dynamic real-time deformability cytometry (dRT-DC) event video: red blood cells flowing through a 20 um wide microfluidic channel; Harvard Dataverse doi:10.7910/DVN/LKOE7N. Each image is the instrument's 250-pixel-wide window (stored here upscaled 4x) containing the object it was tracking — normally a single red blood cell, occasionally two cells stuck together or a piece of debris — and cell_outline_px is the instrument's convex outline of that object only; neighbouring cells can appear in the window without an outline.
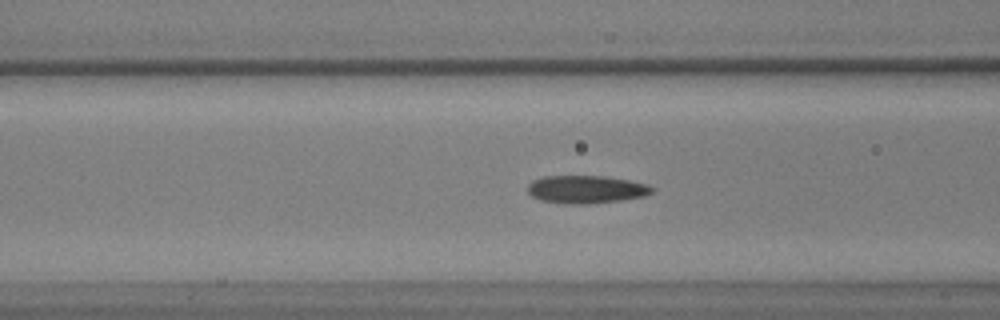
{"species": "common noctule bat (a hibernating species)", "species_latin": "Nyctalus noctula", "temperature_condition": "warm", "stored_images_in_passage": 44, "camera_frame_rate_fps": 3000, "um_per_image_px": 0.085, "animal": {"sex": "male", "body_mass_g": 17.9, "forearm_length_mm": 54.2}, "frame": {"image": 1, "passage_image": 12, "time_ms": 3.667, "image_size_px": [1000, 320], "cell_outline_px": [[656, 188], [652, 192], [644, 196], [620, 200], [588, 204], [564, 204], [540, 200], [532, 196], [528, 192], [528, 184], [532, 180], [544, 176], [604, 176], [628, 180], [648, 184]], "centroid_in_image_um": [49.81, 16.1], "position_along_channel_um": 116.8, "area_um2": 20.29}}
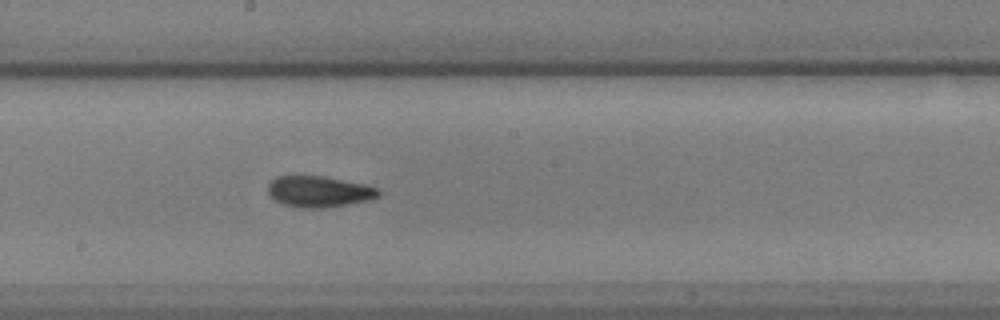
{"frame": {"image": 2, "passage_image": 21, "time_ms": 6.667, "image_size_px": [1000, 320], "cell_outline_px": [[380, 196], [368, 200], [348, 204], [324, 208], [300, 208], [284, 204], [276, 200], [268, 192], [268, 184], [276, 176], [324, 176], [364, 184], [380, 188]], "centroid_in_image_um": [27.14, 16.28], "position_along_channel_um": 221.1, "area_um2": 20.0}}
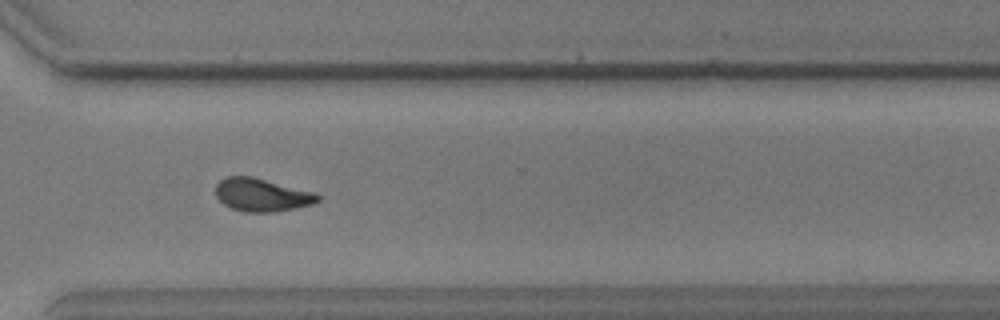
{"frame": {"image": 3, "passage_image": 32, "time_ms": 10.333, "image_size_px": [1000, 320], "cell_outline_px": [[320, 200], [312, 204], [272, 212], [244, 212], [232, 208], [224, 204], [216, 196], [216, 184], [224, 176], [252, 176], [316, 192], [320, 196]], "centroid_in_image_um": [22.25, 16.55], "position_along_channel_um": 348.4, "area_um2": 19.65}}